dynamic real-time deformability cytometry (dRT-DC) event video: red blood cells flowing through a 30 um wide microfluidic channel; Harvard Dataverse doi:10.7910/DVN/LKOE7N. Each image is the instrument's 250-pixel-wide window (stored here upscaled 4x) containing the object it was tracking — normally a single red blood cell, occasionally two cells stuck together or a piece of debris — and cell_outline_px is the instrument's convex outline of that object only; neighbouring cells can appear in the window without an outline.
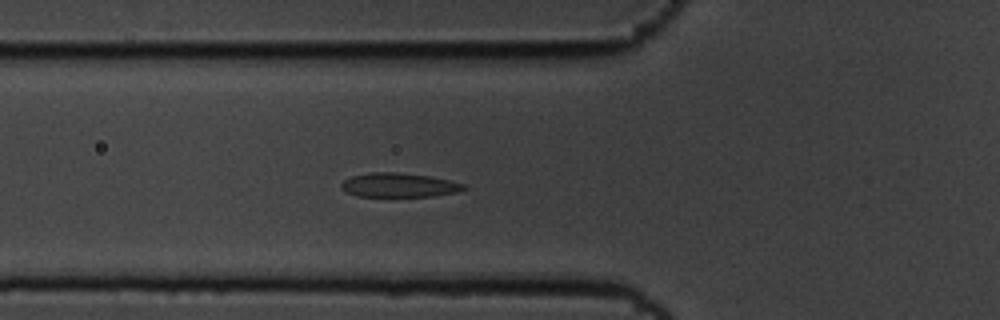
{"species": "common noctule bat (a hibernating species)", "species_latin": "Nyctalus noctula", "temperature_condition": "cold", "stored_images_in_passage": 47, "camera_frame_rate_fps": 3000, "um_per_image_px": 0.085, "animal": {"sex": "male", "body_mass_g": 19.5, "forearm_length_mm": 54.6}, "frame": {"image": 1, "passage_image": 12, "time_ms": 3.667, "image_size_px": [1000, 320], "cell_outline_px": [[468, 188], [456, 192], [432, 196], [356, 196], [340, 188], [340, 184], [344, 180], [352, 176], [372, 172], [396, 172], [432, 176], [468, 184]], "centroid_in_image_um": [33.96, 15.72], "position_along_channel_um": 91.8, "area_um2": 17.34}}
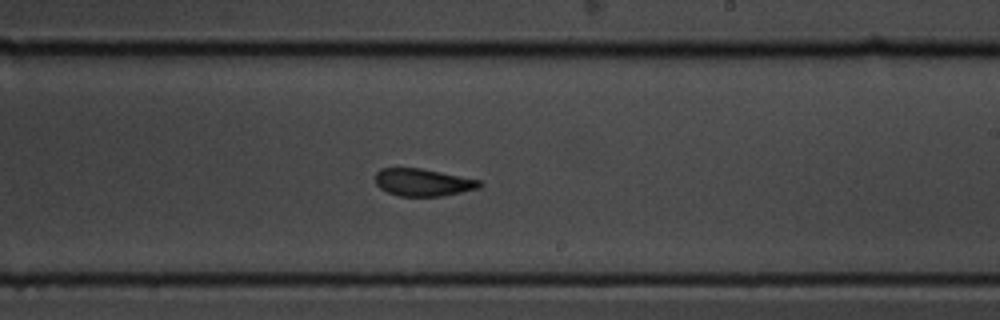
{"frame": {"image": 2, "passage_image": 26, "time_ms": 8.333, "image_size_px": [1000, 320], "cell_outline_px": [[484, 184], [480, 188], [440, 196], [400, 196], [388, 192], [380, 188], [376, 184], [376, 172], [380, 168], [420, 168], [480, 180]], "centroid_in_image_um": [35.95, 15.5], "position_along_channel_um": 253.0, "area_um2": 16.53}}
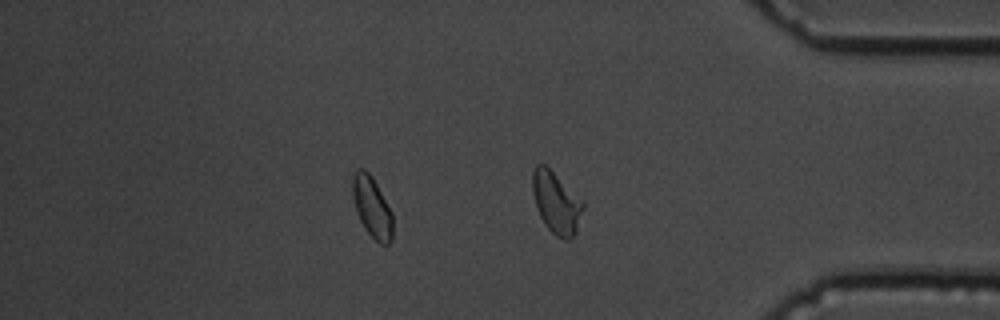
{"frame": {"image": 3, "passage_image": 39, "time_ms": 12.667, "image_size_px": [1000, 320], "cell_outline_px": [[392, 240], [388, 244], [380, 244], [364, 228], [356, 212], [352, 196], [352, 176], [356, 168], [364, 168], [372, 176], [392, 212]], "centroid_in_image_um": [31.6, 17.57], "position_along_channel_um": 403.6, "area_um2": 14.33}, "authors_computed_cell_mechanics": {"area_um2": 17.1666, "velocity_mm_per_s": 3.459, "shape_relaxation_time_tau1_ms": 5.677, "shape_relaxation_time_tau2_ms": 1.6593, "deformation_change_tau1": 0.1505, "deformation_change_tau2": 0.0666}}